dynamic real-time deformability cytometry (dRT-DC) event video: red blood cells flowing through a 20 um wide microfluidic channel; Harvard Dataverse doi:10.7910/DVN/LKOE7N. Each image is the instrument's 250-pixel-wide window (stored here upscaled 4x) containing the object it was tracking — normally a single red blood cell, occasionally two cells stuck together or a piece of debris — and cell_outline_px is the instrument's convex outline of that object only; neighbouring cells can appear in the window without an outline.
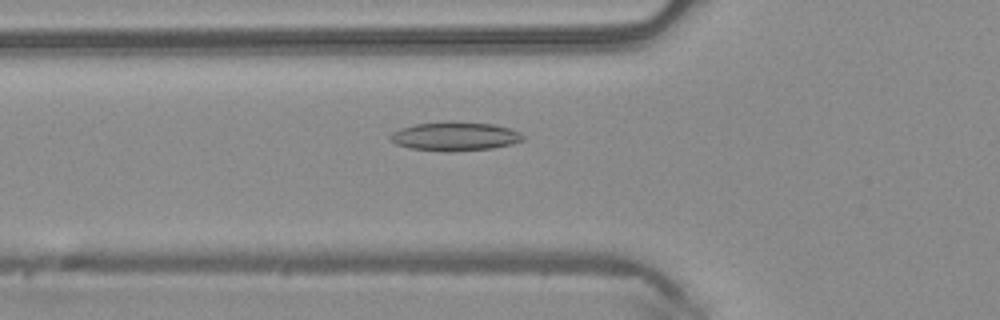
{"species": "common noctule bat (a hibernating species)", "species_latin": "Nyctalus noctula", "temperature_condition": "warm", "stored_images_in_passage": 50, "camera_frame_rate_fps": 3000, "um_per_image_px": 0.085, "animal": {"sex": "male", "body_mass_g": 20.4}, "frame": {"image": 1, "passage_image": 18, "time_ms": 5.667, "image_size_px": [1000, 320], "cell_outline_px": [[524, 140], [512, 144], [492, 148], [452, 152], [448, 152], [408, 148], [396, 144], [388, 136], [392, 132], [400, 128], [412, 124], [492, 124], [508, 128], [520, 132], [524, 136]], "centroid_in_image_um": [38.66, 11.64], "position_along_channel_um": 87.1, "area_um2": 21.56}}
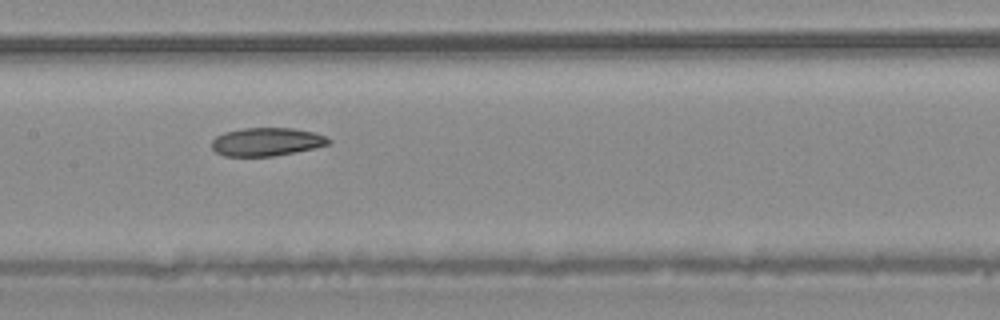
{"frame": {"image": 2, "passage_image": 25, "time_ms": 8.0, "image_size_px": [1000, 320], "cell_outline_px": [[332, 140], [328, 144], [316, 148], [296, 152], [272, 156], [224, 156], [216, 152], [212, 148], [212, 140], [216, 136], [224, 132], [244, 128], [292, 128], [316, 132]], "centroid_in_image_um": [22.67, 12.05], "position_along_channel_um": 184.7, "area_um2": 19.31}}
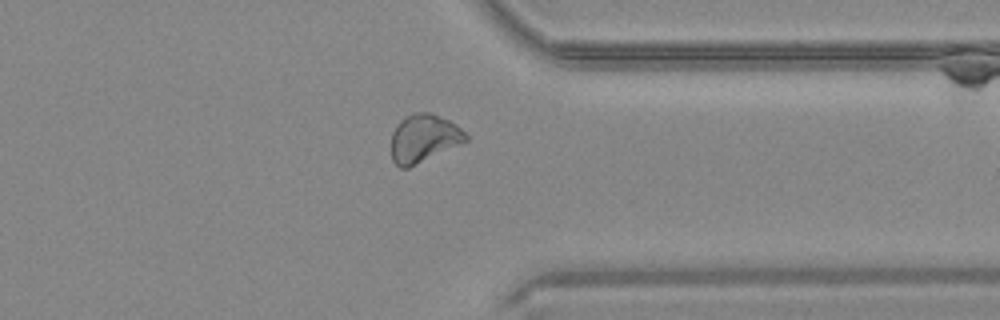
{"frame": {"image": 3, "passage_image": 39, "time_ms": 12.667, "image_size_px": [1000, 320], "cell_outline_px": [[468, 140], [408, 168], [400, 168], [392, 160], [392, 132], [396, 124], [400, 120], [416, 112], [432, 112], [456, 124], [468, 136]], "centroid_in_image_um": [36.0, 11.75], "position_along_channel_um": 375.4, "area_um2": 20.63}, "authors_computed_cell_mechanics": {"area_um2": 21.4149, "velocity_mm_per_s": 4.1551, "shape_relaxation_time_tau1_ms": 10.0009, "shape_relaxation_time_tau2_ms": 11.0416, "deformation_change_tau1": 0.1827, "deformation_change_tau2": 0.1888}}